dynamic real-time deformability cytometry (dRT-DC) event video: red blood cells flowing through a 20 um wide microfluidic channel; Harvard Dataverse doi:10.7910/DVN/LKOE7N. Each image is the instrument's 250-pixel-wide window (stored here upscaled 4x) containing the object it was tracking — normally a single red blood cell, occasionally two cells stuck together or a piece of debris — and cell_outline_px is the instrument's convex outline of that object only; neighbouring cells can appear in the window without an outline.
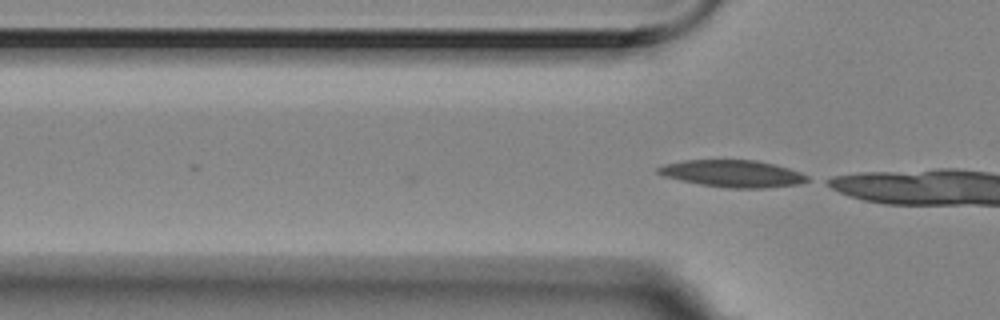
{"species": "Egyptian fruit bat (a non-hibernating species)", "species_latin": "Rousettus aegyptiacus", "temperature_condition": "room temperature", "stored_images_in_passage": 9, "camera_frame_rate_fps": 3000, "um_per_image_px": 0.085, "animal": {"sex": "female"}, "frame": {"image": 1, "passage_image": 4, "time_ms": 1.0, "image_size_px": [1000, 320], "cell_outline_px": [[808, 180], [796, 184], [764, 188], [728, 188], [700, 184], [680, 180], [664, 176], [656, 172], [656, 168], [664, 164], [684, 160], [756, 160], [788, 168], [800, 172], [808, 176]], "centroid_in_image_um": [62.23, 14.75], "position_along_channel_um": 63.6, "area_um2": 23.29}}
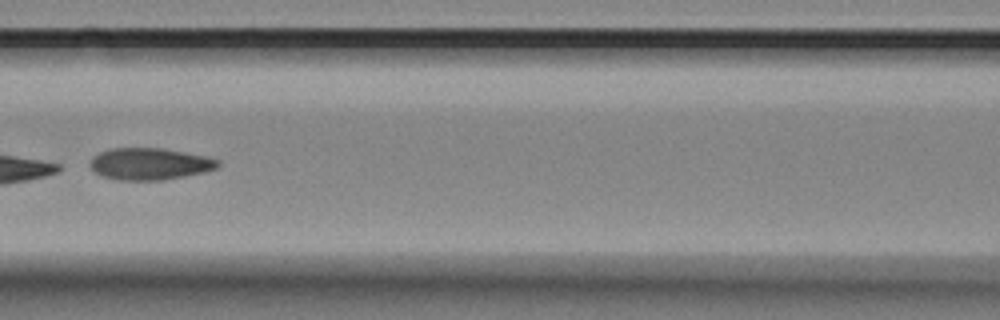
{"frame": {"image": 2, "passage_image": 7, "time_ms": 2.0, "image_size_px": [1000, 320], "cell_outline_px": [[220, 164], [216, 168], [204, 172], [164, 180], [120, 180], [104, 176], [96, 172], [88, 164], [92, 156], [100, 152], [112, 148], [160, 148], [208, 156], [220, 160]], "centroid_in_image_um": [12.74, 13.92], "position_along_channel_um": 153.9, "area_um2": 23.7}}
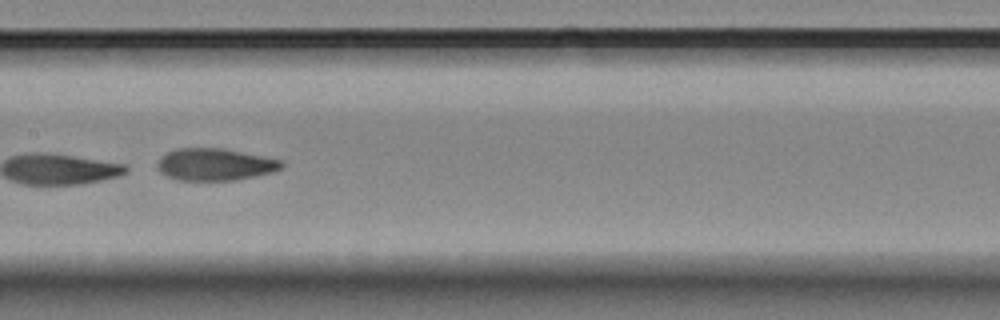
{"frame": {"image": 3, "passage_image": 8, "time_ms": 2.333, "image_size_px": [1000, 320], "cell_outline_px": [[284, 164], [280, 168], [272, 172], [256, 176], [236, 180], [180, 180], [168, 176], [160, 172], [156, 168], [156, 164], [160, 156], [176, 148], [224, 148], [284, 160]], "centroid_in_image_um": [18.27, 13.97], "position_along_channel_um": 189.1, "area_um2": 23.41}}